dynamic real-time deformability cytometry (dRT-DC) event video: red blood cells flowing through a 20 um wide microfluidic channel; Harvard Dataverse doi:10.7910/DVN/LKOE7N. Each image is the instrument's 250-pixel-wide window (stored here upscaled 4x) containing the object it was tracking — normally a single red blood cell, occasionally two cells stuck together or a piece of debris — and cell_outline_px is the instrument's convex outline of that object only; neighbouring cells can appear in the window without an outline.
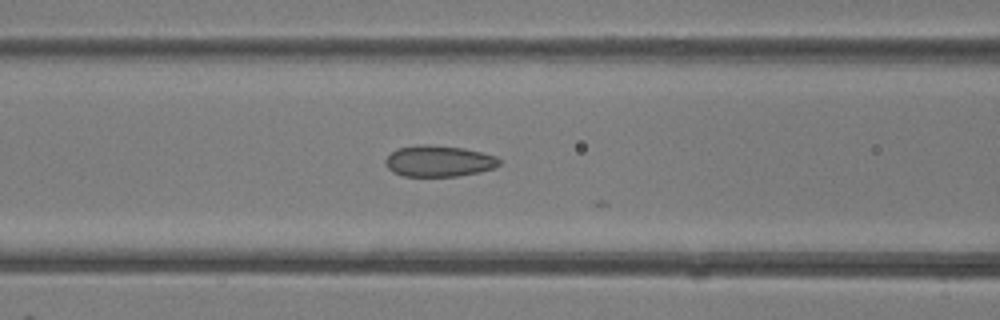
{"species": "common noctule bat (a hibernating species)", "species_latin": "Nyctalus noctula", "temperature_condition": "room temperature", "stored_images_in_passage": 21, "camera_frame_rate_fps": 3000, "um_per_image_px": 0.085, "animal": {"sex": "female"}, "frame": {"image": 1, "passage_image": 5, "time_ms": 1.333, "image_size_px": [1000, 320], "cell_outline_px": [[500, 164], [496, 168], [480, 172], [456, 176], [404, 176], [392, 172], [384, 164], [384, 160], [396, 148], [416, 144], [428, 144], [464, 148], [496, 156], [500, 160]], "centroid_in_image_um": [37.28, 13.69], "position_along_channel_um": 129.3, "area_um2": 20.92}}
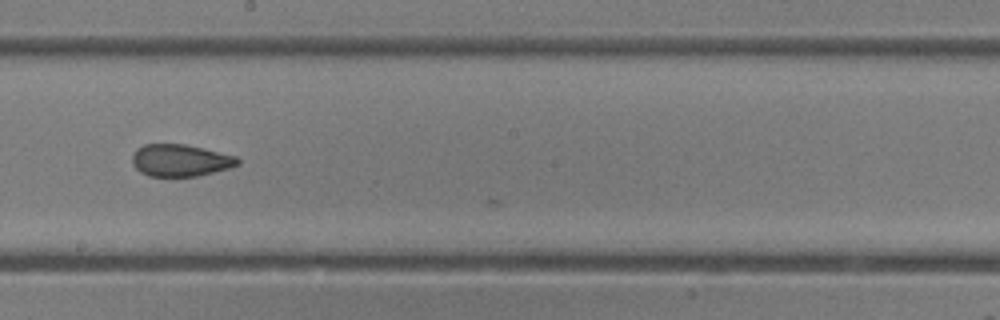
{"frame": {"image": 2, "passage_image": 11, "time_ms": 3.333, "image_size_px": [1000, 320], "cell_outline_px": [[240, 164], [228, 168], [196, 176], [148, 176], [140, 172], [132, 164], [132, 156], [136, 148], [144, 144], [184, 144], [204, 148], [236, 156], [240, 160]], "centroid_in_image_um": [15.3, 13.62], "position_along_channel_um": 232.9, "area_um2": 19.71}}
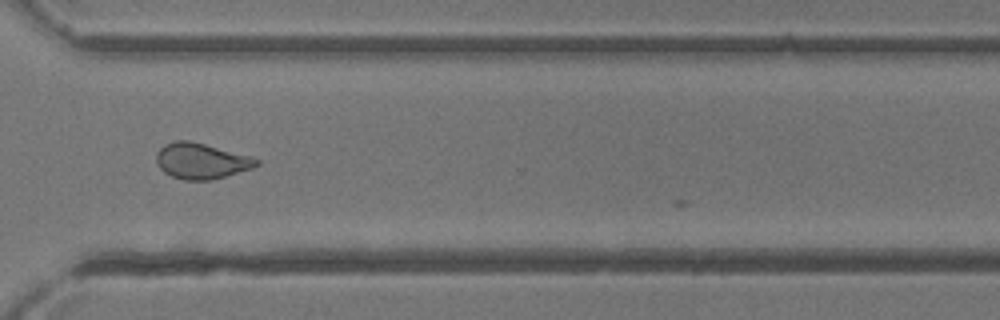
{"frame": {"image": 3, "passage_image": 18, "time_ms": 5.667, "image_size_px": [1000, 320], "cell_outline_px": [[260, 164], [252, 168], [212, 180], [184, 180], [172, 176], [164, 172], [156, 164], [156, 152], [164, 144], [176, 140], [188, 140], [252, 156], [260, 160]], "centroid_in_image_um": [17.1, 13.68], "position_along_channel_um": 353.5, "area_um2": 20.92}}